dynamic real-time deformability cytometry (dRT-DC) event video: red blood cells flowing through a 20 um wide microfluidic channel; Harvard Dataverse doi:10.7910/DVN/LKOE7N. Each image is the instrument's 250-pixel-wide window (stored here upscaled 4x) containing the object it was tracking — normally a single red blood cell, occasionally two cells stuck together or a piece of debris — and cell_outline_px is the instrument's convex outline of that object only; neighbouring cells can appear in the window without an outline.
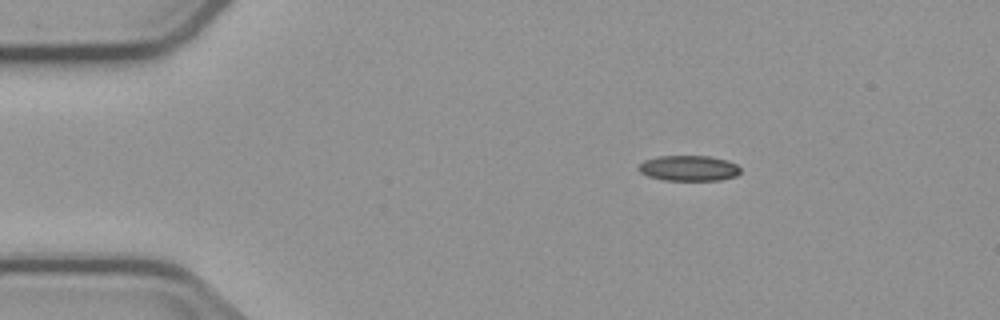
{"species": "common noctule bat (a hibernating species)", "species_latin": "Nyctalus noctula", "temperature_condition": "cold", "stored_images_in_passage": 3, "camera_frame_rate_fps": 3000, "um_per_image_px": 0.085, "animal": {"sex": "male", "body_mass_g": 23.1, "forearm_length_mm": 52.7}, "frame": {"image": 1, "passage_image": 1, "time_ms": 0.0, "image_size_px": [1000, 320], "cell_outline_px": [[740, 172], [736, 176], [720, 180], [664, 180], [648, 176], [640, 172], [640, 164], [644, 160], [660, 156], [708, 156], [728, 160], [736, 164], [740, 168]], "centroid_in_image_um": [58.58, 14.29], "position_along_channel_um": 26.4, "area_um2": 15.03}}